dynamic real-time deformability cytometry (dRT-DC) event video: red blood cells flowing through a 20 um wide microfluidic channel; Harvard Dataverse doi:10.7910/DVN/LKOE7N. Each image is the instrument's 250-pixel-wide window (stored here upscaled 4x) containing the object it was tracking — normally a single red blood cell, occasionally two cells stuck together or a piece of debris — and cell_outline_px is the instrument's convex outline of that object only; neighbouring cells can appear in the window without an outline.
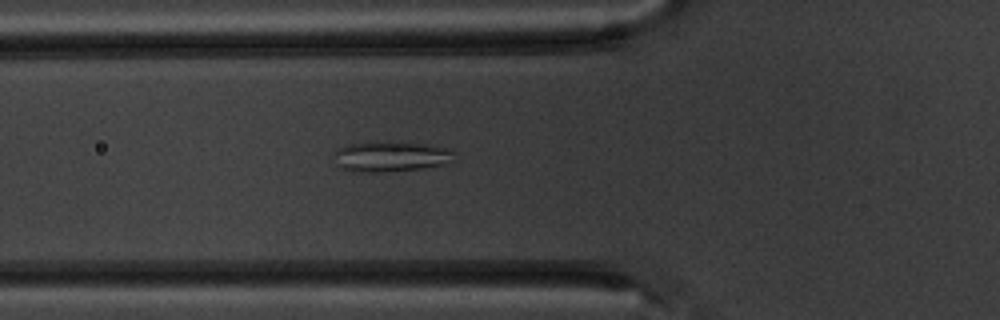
{"species": "common noctule bat (a hibernating species)", "species_latin": "Nyctalus noctula", "temperature_condition": "warm", "stored_images_in_passage": 5, "camera_frame_rate_fps": 3000, "um_per_image_px": 0.085, "animal": {"sex": "male", "body_mass_g": 20.1, "forearm_length_mm": 53.5}, "frame": {"image": 1, "passage_image": 5, "time_ms": 5.333, "image_size_px": [1000, 320], "cell_outline_px": [[456, 152], [444, 164], [424, 168], [380, 172], [352, 172], [328, 160], [340, 148], [348, 144], [392, 140], [400, 140], [436, 144], [452, 148]], "centroid_in_image_um": [33.22, 13.26], "position_along_channel_um": 92.6, "area_um2": 22.14}}